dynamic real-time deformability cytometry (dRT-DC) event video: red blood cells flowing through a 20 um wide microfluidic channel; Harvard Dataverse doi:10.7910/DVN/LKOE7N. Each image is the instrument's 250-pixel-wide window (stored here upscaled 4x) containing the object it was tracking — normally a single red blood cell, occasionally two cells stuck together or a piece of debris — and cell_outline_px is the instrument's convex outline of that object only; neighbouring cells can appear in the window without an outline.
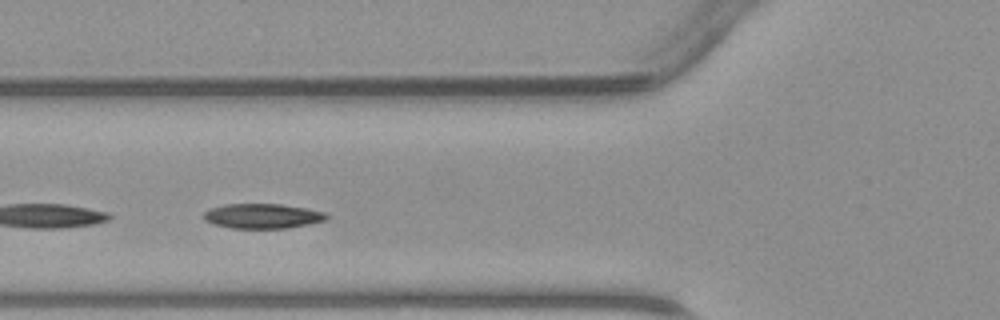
{"species": "common noctule bat (a hibernating species)", "species_latin": "Nyctalus noctula", "temperature_condition": "warm", "stored_images_in_passage": 27, "camera_frame_rate_fps": 3000, "um_per_image_px": 0.085, "animal": {"sex": "male", "body_mass_g": 23.1, "forearm_length_mm": 52.7}, "frame": {"image": 1, "passage_image": 11, "time_ms": 3.333, "image_size_px": [1000, 320], "cell_outline_px": [[328, 220], [288, 228], [232, 228], [212, 224], [204, 220], [204, 212], [208, 208], [224, 204], [280, 204], [304, 208], [324, 212], [328, 216]], "centroid_in_image_um": [22.28, 18.36], "position_along_channel_um": 103.5, "area_um2": 17.8}}
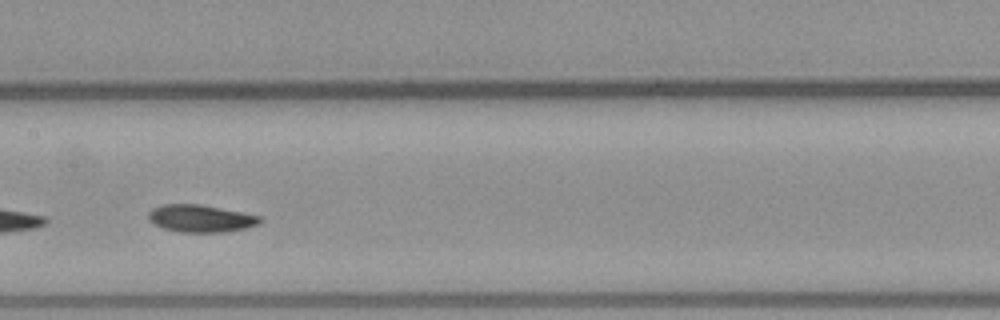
{"frame": {"image": 2, "passage_image": 17, "time_ms": 5.333, "image_size_px": [1000, 320], "cell_outline_px": [[264, 220], [260, 224], [244, 228], [224, 232], [180, 232], [164, 228], [148, 220], [148, 212], [152, 208], [160, 204], [200, 204], [260, 216]], "centroid_in_image_um": [17.04, 18.56], "position_along_channel_um": 190.4, "area_um2": 17.74}}
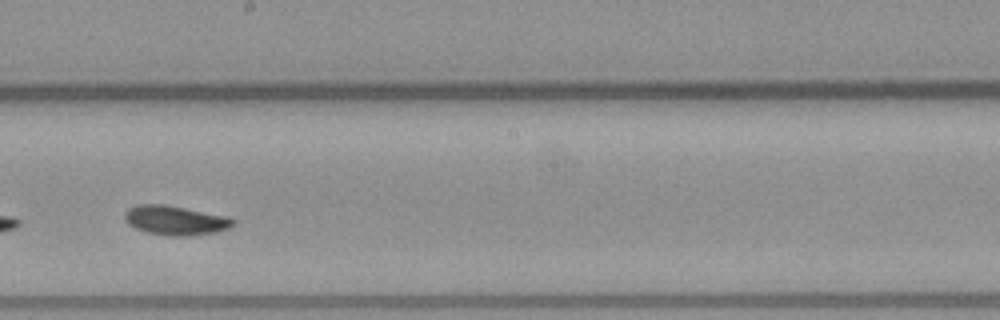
{"frame": {"image": 3, "passage_image": 20, "time_ms": 6.333, "image_size_px": [1000, 320], "cell_outline_px": [[236, 220], [228, 228], [216, 232], [188, 236], [168, 236], [148, 232], [136, 228], [128, 224], [124, 220], [124, 212], [128, 208], [136, 204], [164, 204], [228, 216]], "centroid_in_image_um": [14.87, 18.72], "position_along_channel_um": 233.3, "area_um2": 18.61}}